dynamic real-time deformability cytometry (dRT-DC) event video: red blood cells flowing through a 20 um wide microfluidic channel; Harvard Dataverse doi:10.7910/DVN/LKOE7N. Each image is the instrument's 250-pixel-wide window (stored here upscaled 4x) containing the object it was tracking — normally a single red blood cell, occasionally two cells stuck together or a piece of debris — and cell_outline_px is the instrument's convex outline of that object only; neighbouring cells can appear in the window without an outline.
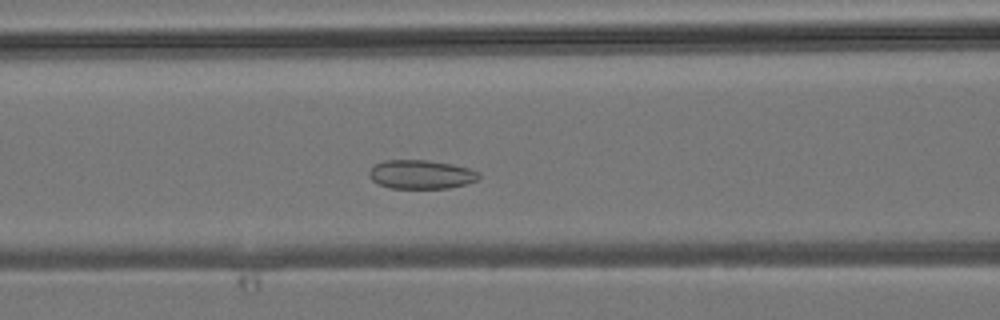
{"species": "common noctule bat (a hibernating species)", "species_latin": "Nyctalus noctula", "temperature_condition": "room temperature", "stored_images_in_passage": 33, "camera_frame_rate_fps": 3000, "um_per_image_px": 0.085, "animal": {"sex": "male", "body_mass_g": 19.2, "forearm_length_mm": 51.8}, "frame": {"image": 1, "passage_image": 6, "time_ms": 1.667, "image_size_px": [1000, 320], "cell_outline_px": [[480, 176], [476, 180], [464, 184], [448, 188], [392, 188], [380, 184], [372, 180], [368, 176], [368, 172], [376, 164], [384, 160], [428, 160], [452, 164], [468, 168], [480, 172]], "centroid_in_image_um": [35.78, 14.82], "position_along_channel_um": 130.8, "area_um2": 18.32}}
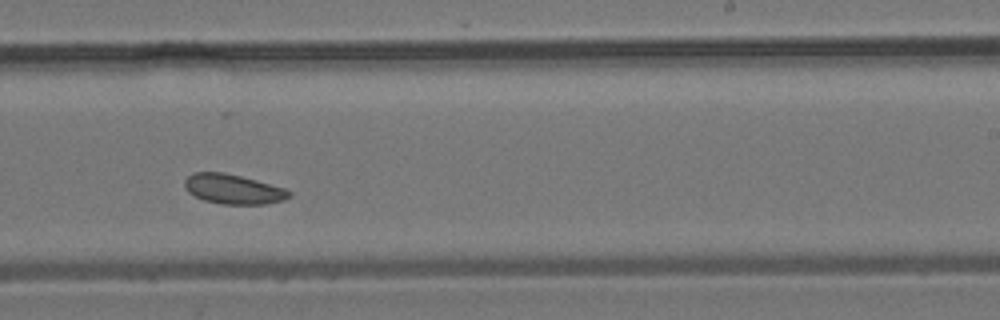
{"frame": {"image": 2, "passage_image": 15, "time_ms": 4.667, "image_size_px": [1000, 320], "cell_outline_px": [[292, 196], [284, 200], [264, 204], [220, 204], [204, 200], [188, 192], [184, 188], [184, 180], [192, 172], [224, 172], [240, 176], [284, 188], [292, 192]], "centroid_in_image_um": [19.8, 16.08], "position_along_channel_um": 269.2, "area_um2": 18.09}}
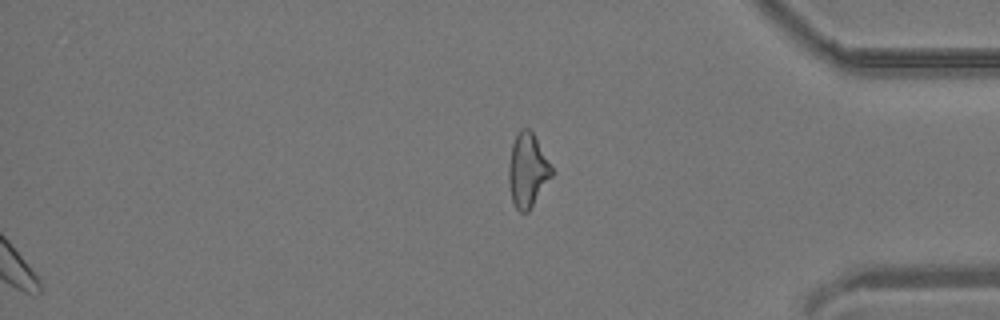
{"frame": {"image": 3, "passage_image": 33, "time_ms": 10.667, "image_size_px": [1000, 320], "cell_outline_px": [[556, 172], [528, 212], [520, 212], [516, 208], [512, 200], [508, 184], [508, 164], [512, 144], [516, 132], [520, 128], [528, 128], [532, 132]], "centroid_in_image_um": [44.85, 14.47], "position_along_channel_um": 390.3, "area_um2": 18.9}}